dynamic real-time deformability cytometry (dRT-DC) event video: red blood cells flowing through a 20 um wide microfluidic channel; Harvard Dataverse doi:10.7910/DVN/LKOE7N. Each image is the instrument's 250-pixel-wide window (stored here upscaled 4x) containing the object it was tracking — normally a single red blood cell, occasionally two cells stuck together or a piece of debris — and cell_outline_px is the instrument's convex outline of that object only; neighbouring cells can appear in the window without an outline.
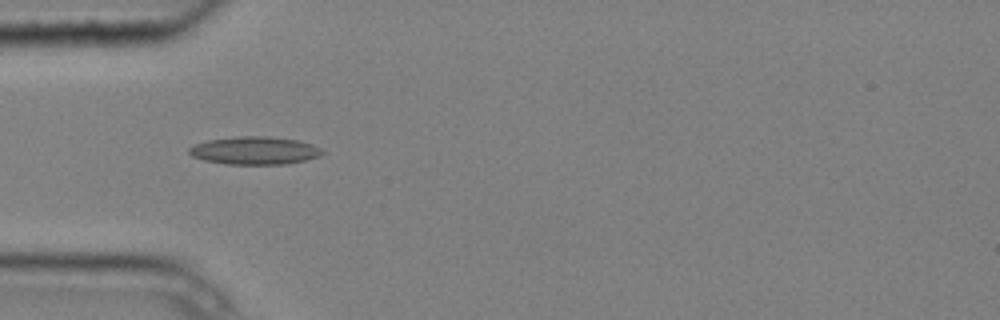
{"species": "common noctule bat (a hibernating species)", "species_latin": "Nyctalus noctula", "temperature_condition": "cold", "stored_images_in_passage": 4, "camera_frame_rate_fps": 3000, "um_per_image_px": 0.085, "animal": {"sex": "male", "body_mass_g": 20.4}, "frame": {"image": 1, "passage_image": 4, "time_ms": 1.0, "image_size_px": [1000, 320], "cell_outline_px": [[324, 152], [320, 156], [304, 160], [284, 164], [224, 164], [204, 160], [192, 156], [188, 152], [188, 148], [196, 144], [208, 140], [236, 136], [268, 136], [296, 140], [312, 144], [320, 148]], "centroid_in_image_um": [21.62, 12.79], "position_along_channel_um": 63.4, "area_um2": 21.56}}